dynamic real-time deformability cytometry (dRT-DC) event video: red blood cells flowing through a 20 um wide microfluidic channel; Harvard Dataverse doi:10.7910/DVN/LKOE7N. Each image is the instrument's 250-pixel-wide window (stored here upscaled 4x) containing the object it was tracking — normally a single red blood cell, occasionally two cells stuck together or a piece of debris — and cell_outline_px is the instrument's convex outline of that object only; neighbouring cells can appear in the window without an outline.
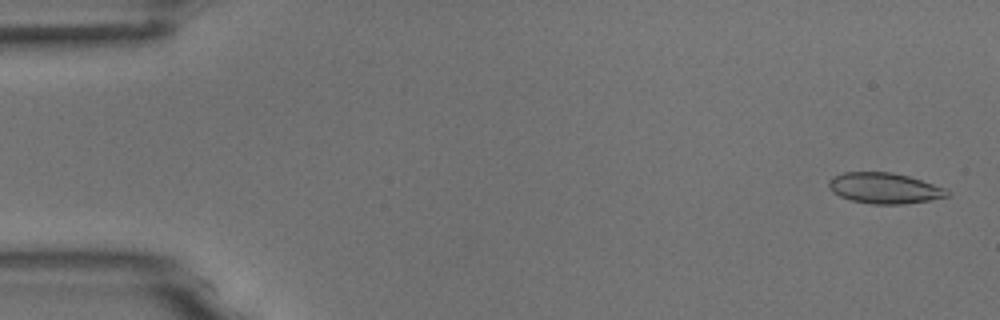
{"species": "common noctule bat (a hibernating species)", "species_latin": "Nyctalus noctula", "temperature_condition": "room temperature", "stored_images_in_passage": 4, "camera_frame_rate_fps": 3000, "um_per_image_px": 0.085, "animal": {"sex": "male", "body_mass_g": 18.8}, "frame": {"image": 1, "passage_image": 1, "time_ms": 0.0, "image_size_px": [1000, 320], "cell_outline_px": [[948, 196], [928, 200], [904, 204], [872, 204], [852, 200], [840, 196], [832, 192], [828, 188], [828, 180], [832, 176], [844, 172], [892, 172], [908, 176], [944, 188], [948, 192]], "centroid_in_image_um": [75.1, 15.99], "position_along_channel_um": 9.9, "area_um2": 21.04}}